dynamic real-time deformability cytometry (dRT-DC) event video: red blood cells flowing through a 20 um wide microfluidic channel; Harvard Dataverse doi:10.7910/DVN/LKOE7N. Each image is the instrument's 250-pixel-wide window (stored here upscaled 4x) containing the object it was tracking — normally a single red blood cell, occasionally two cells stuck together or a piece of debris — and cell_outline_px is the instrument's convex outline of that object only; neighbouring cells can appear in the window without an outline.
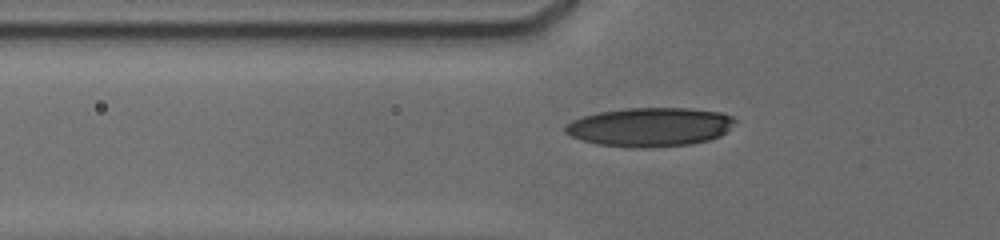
{"species": "human", "species_latin": "Homo sapiens", "temperature_condition": "cold", "stored_images_in_passage": 5, "camera_frame_rate_fps": 3000, "um_per_image_px": 0.085, "donor": {"sex": "male"}, "frame": {"image": 1, "passage_image": 4, "time_ms": 1.333, "image_size_px": [1000, 240], "cell_outline_px": [[736, 120], [720, 136], [708, 140], [692, 144], [640, 148], [632, 148], [596, 144], [572, 136], [564, 132], [564, 124], [572, 120], [596, 112], [628, 108], [688, 108], [720, 112], [732, 116]], "centroid_in_image_um": [55.2, 10.79], "position_along_channel_um": 70.6, "area_um2": 38.44}}